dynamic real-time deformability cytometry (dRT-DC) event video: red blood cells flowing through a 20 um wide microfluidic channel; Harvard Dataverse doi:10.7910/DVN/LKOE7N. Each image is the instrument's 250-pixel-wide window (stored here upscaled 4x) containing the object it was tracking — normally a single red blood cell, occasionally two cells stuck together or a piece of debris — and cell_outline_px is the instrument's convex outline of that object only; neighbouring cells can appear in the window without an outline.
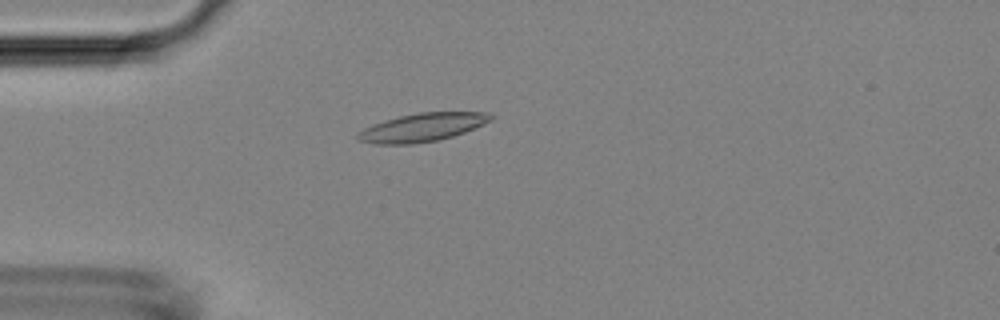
{"species": "Egyptian fruit bat (a non-hibernating species)", "species_latin": "Rousettus aegyptiacus", "temperature_condition": "room temperature", "stored_images_in_passage": 4, "camera_frame_rate_fps": 3000, "um_per_image_px": 0.085, "animal": {"sex": "female"}, "frame": {"image": 1, "passage_image": 4, "time_ms": 4.667, "image_size_px": [1000, 320], "cell_outline_px": [[496, 116], [492, 120], [464, 132], [452, 136], [436, 140], [412, 144], [376, 144], [360, 140], [356, 136], [364, 128], [372, 124], [400, 116], [420, 112], [488, 112]], "centroid_in_image_um": [35.93, 10.81], "position_along_channel_um": 49.1, "area_um2": 21.68}}